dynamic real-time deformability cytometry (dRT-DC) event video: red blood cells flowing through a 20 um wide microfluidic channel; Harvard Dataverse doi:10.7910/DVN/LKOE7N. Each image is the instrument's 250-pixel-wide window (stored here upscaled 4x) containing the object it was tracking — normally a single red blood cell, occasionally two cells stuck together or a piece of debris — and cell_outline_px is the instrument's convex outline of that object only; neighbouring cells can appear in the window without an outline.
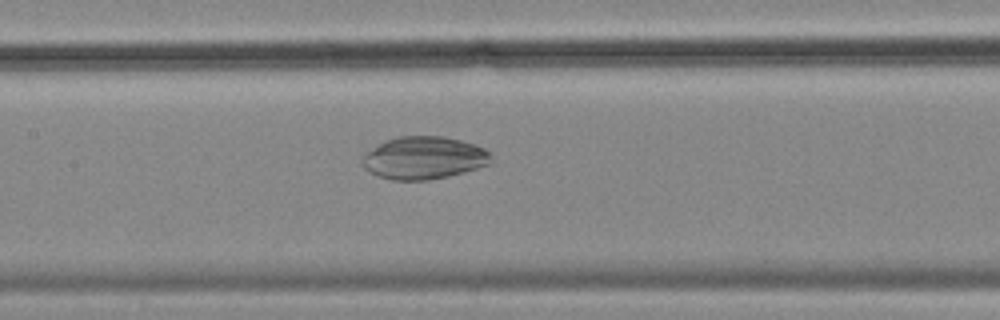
{"species": "common noctule bat (a hibernating species)", "species_latin": "Nyctalus noctula", "temperature_condition": "cold", "stored_images_in_passage": 43, "camera_frame_rate_fps": 3000, "um_per_image_px": 0.085, "animal": {"sex": "female", "body_mass_g": 18.4}, "frame": {"image": 1, "passage_image": 20, "time_ms": 6.333, "image_size_px": [1000, 320], "cell_outline_px": [[492, 152], [488, 164], [464, 172], [448, 176], [428, 180], [392, 180], [368, 172], [364, 168], [360, 160], [368, 152], [380, 144], [388, 140], [400, 136], [444, 136], [460, 140], [484, 148]], "centroid_in_image_um": [36.03, 13.43], "position_along_channel_um": 171.4, "area_um2": 31.67}}
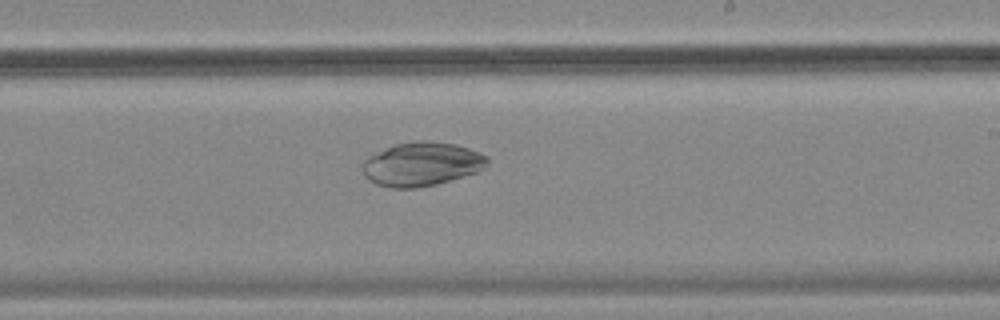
{"frame": {"image": 2, "passage_image": 27, "time_ms": 8.667, "image_size_px": [1000, 320], "cell_outline_px": [[488, 160], [484, 168], [476, 172], [436, 184], [416, 188], [392, 188], [376, 184], [368, 180], [364, 176], [364, 160], [368, 156], [396, 144], [416, 140], [428, 140], [456, 144], [480, 152], [488, 156]], "centroid_in_image_um": [35.85, 13.94], "position_along_channel_um": 253.1, "area_um2": 31.79}}
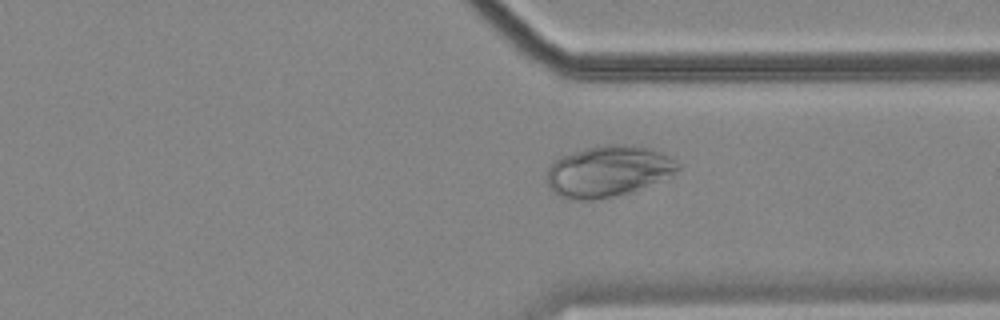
{"frame": {"image": 3, "passage_image": 36, "time_ms": 11.667, "image_size_px": [1000, 320], "cell_outline_px": [[680, 168], [656, 180], [628, 192], [616, 196], [592, 200], [564, 200], [556, 196], [552, 192], [548, 184], [548, 168], [552, 160], [560, 156], [588, 148], [608, 144], [624, 144], [648, 148], [660, 152], [668, 156], [680, 164]], "centroid_in_image_um": [51.57, 14.56], "position_along_channel_um": 359.8, "area_um2": 38.44}}